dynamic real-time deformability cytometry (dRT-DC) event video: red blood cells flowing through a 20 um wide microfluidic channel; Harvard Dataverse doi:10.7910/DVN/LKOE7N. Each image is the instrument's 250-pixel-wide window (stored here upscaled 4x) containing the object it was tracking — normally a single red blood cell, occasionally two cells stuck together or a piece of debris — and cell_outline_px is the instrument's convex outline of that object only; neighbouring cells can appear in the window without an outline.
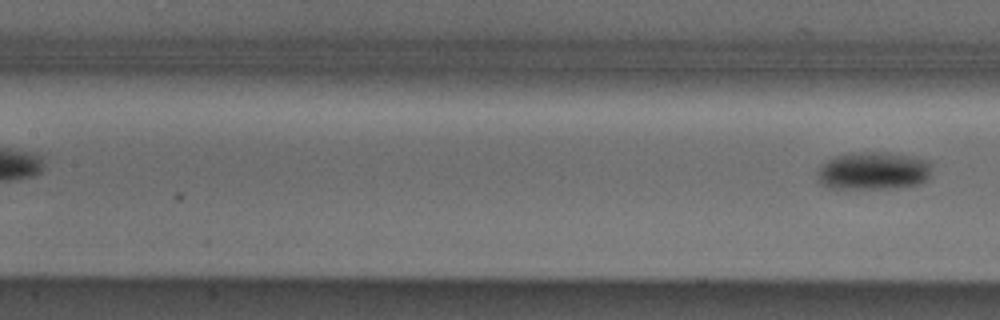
{"species": "Egyptian fruit bat (a non-hibernating species)", "species_latin": "Rousettus aegyptiacus", "temperature_condition": "cold", "stored_images_in_passage": 5, "segment_of_instrument_passage": [2, 2], "camera_frame_rate_fps": 3000, "um_per_image_px": 0.085, "animal": {"sex": "male"}, "frame": {"image": 1, "passage_image": 5, "time_ms": 1.333, "image_size_px": [1000, 320], "cell_outline_px": [[932, 168], [928, 176], [920, 184], [896, 188], [828, 188], [820, 184], [820, 168], [828, 160], [836, 156], [848, 152], [888, 152], [912, 156], [928, 160], [932, 164]], "centroid_in_image_um": [74.28, 14.51], "position_along_channel_um": 133.1, "area_um2": 25.2}}